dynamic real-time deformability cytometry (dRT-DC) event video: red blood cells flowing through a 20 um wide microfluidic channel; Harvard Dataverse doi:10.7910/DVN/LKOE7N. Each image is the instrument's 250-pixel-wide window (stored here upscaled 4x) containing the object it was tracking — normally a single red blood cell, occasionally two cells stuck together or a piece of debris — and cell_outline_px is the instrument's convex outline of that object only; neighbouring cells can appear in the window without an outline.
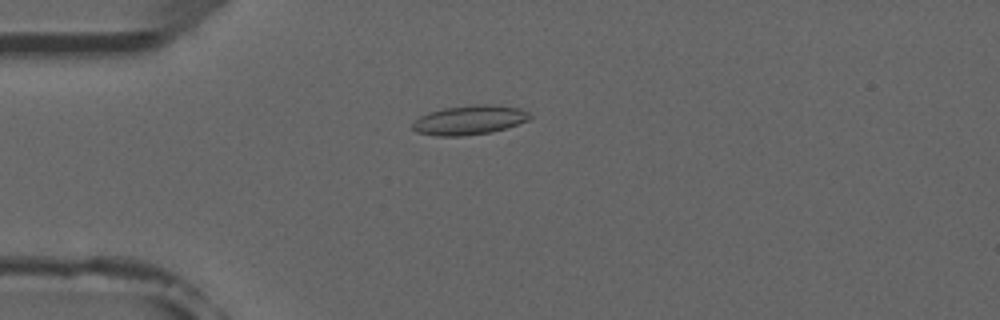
{"species": "common noctule bat (a hibernating species)", "species_latin": "Nyctalus noctula", "temperature_condition": "room temperature", "stored_images_in_passage": 2, "camera_frame_rate_fps": 3000, "um_per_image_px": 0.085, "animal": {"sex": "male", "forearm_length_mm": 52.5}, "frame": {"image": 1, "passage_image": 1, "time_ms": 0.0, "image_size_px": [1000, 320], "cell_outline_px": [[532, 116], [528, 120], [492, 132], [460, 136], [436, 136], [416, 132], [412, 128], [412, 124], [420, 116], [428, 112], [444, 108], [472, 104], [496, 104], [520, 108], [528, 112]], "centroid_in_image_um": [39.89, 10.19], "position_along_channel_um": 45.1, "area_um2": 20.11}}